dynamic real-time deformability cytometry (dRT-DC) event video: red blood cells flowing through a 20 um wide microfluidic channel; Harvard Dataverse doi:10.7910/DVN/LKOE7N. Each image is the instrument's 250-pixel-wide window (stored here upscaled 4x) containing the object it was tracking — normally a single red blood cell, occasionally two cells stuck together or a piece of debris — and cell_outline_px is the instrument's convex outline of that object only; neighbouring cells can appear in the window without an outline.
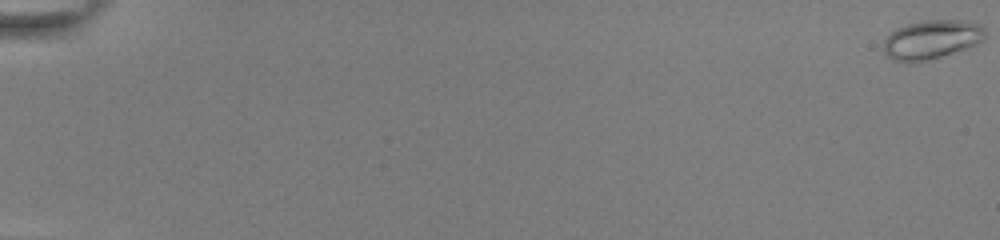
{"species": "common noctule bat (a hibernating species)", "species_latin": "Nyctalus noctula", "temperature_condition": "room temperature", "stored_images_in_passage": 55, "camera_frame_rate_fps": 3000, "um_per_image_px": 0.085, "animal": {"sex": "female", "body_mass_g": 22.0, "forearm_length_mm": 56.7}, "frame": {"image": 1, "passage_image": 1, "time_ms": 0.0, "image_size_px": [1000, 240], "cell_outline_px": [[984, 40], [976, 44], [928, 60], [892, 60], [884, 52], [884, 40], [896, 28], [908, 24], [924, 20], [960, 20], [980, 24], [984, 28]], "centroid_in_image_um": [79.19, 3.33], "position_along_channel_um": 5.8, "area_um2": 22.43}}
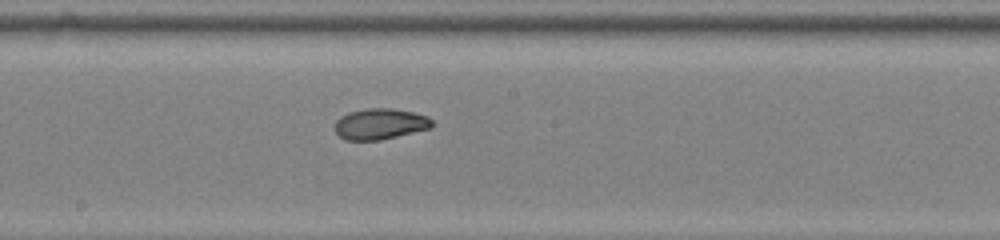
{"frame": {"image": 2, "passage_image": 33, "time_ms": 10.667, "image_size_px": [1000, 240], "cell_outline_px": [[432, 128], [380, 140], [344, 140], [336, 132], [336, 120], [340, 116], [348, 112], [368, 108], [392, 108], [412, 112], [428, 116], [432, 120]], "centroid_in_image_um": [32.31, 10.53], "position_along_channel_um": 215.9, "area_um2": 17.51}}
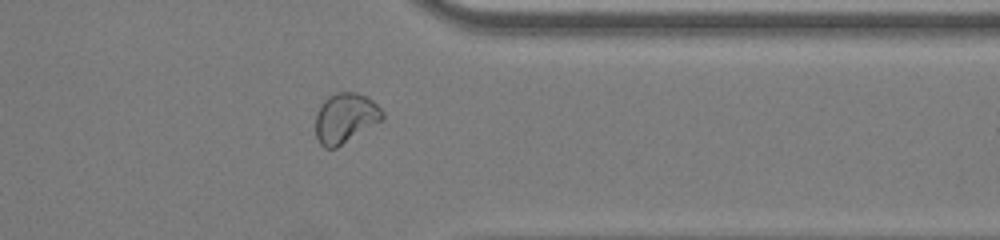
{"frame": {"image": 3, "passage_image": 46, "time_ms": 15.0, "image_size_px": [1000, 240], "cell_outline_px": [[384, 120], [336, 148], [324, 148], [320, 144], [316, 136], [316, 112], [320, 104], [328, 96], [336, 92], [356, 92], [372, 100], [384, 112]], "centroid_in_image_um": [29.35, 10.04], "position_along_channel_um": 382.0, "area_um2": 19.65}, "authors_computed_cell_mechanics": {"area_um2": 19.4208, "velocity_mm_per_s": 3.8806, "shape_relaxation_time_tau1_ms": 9.21, "shape_relaxation_time_tau2_ms": 0.9431, "deformation_change_tau1": 0.2135, "deformation_change_tau2": 0.0489}}